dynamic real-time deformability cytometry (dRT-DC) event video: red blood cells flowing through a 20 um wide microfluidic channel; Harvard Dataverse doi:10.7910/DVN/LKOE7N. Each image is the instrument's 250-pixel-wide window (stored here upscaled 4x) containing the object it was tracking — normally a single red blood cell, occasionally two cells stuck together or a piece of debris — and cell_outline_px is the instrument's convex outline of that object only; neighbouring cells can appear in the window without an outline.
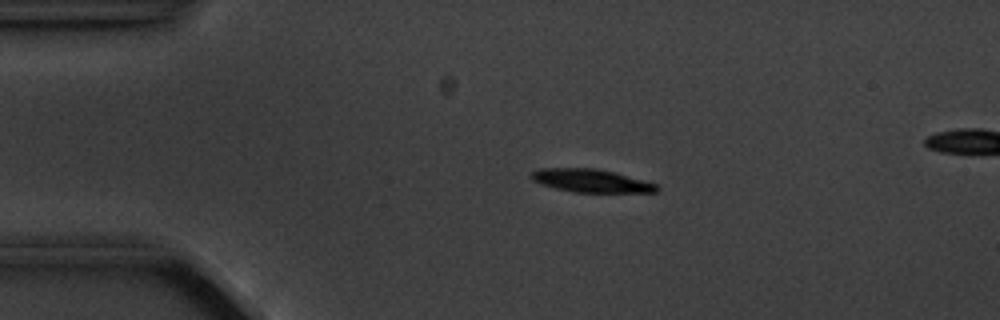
{"species": "common noctule bat (a hibernating species)", "species_latin": "Nyctalus noctula", "temperature_condition": "cold", "stored_images_in_passage": 5, "camera_frame_rate_fps": 3000, "um_per_image_px": 0.085, "animal": {"sex": "male", "body_mass_g": 20.1, "forearm_length_mm": 53.5}, "frame": {"image": 1, "passage_image": 3, "time_ms": 2.333, "image_size_px": [1000, 320], "cell_outline_px": [[660, 188], [656, 192], [572, 192], [540, 184], [532, 180], [528, 176], [532, 172], [540, 168], [596, 168], [612, 172], [656, 184]], "centroid_in_image_um": [50.17, 15.36], "position_along_channel_um": 34.8, "area_um2": 16.7}}